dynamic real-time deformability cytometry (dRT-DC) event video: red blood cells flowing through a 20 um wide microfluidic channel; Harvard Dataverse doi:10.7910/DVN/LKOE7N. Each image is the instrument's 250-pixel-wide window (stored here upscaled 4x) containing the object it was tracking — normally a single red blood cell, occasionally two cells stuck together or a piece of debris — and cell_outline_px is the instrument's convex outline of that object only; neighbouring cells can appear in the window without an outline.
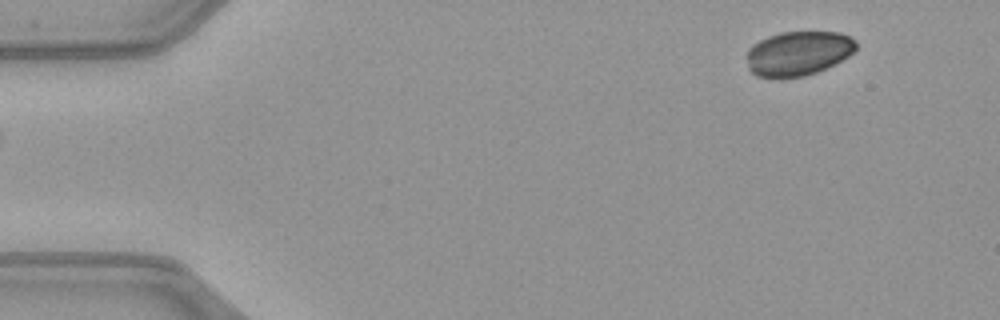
{"species": "common noctule bat (a hibernating species)", "species_latin": "Nyctalus noctula", "temperature_condition": "warm", "stored_images_in_passage": 47, "camera_frame_rate_fps": 3000, "um_per_image_px": 0.085, "animal": {"sex": "female", "body_mass_g": 21.9}, "frame": {"image": 1, "passage_image": 1, "time_ms": 0.0, "image_size_px": [1000, 320], "cell_outline_px": [[856, 48], [848, 56], [816, 72], [804, 76], [756, 76], [748, 68], [744, 56], [748, 48], [752, 44], [768, 36], [780, 32], [840, 32], [852, 36], [856, 40]], "centroid_in_image_um": [67.81, 4.5], "position_along_channel_um": 17.2, "area_um2": 28.21}}
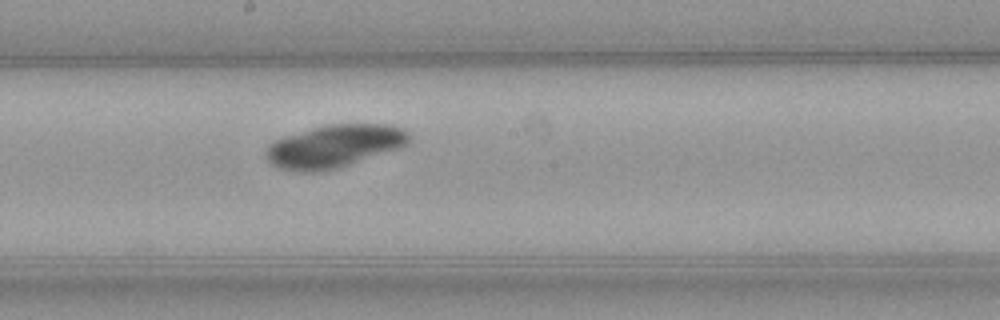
{"frame": {"image": 2, "passage_image": 24, "time_ms": 7.667, "image_size_px": [1000, 320], "cell_outline_px": [[412, 140], [408, 144], [400, 148], [336, 168], [320, 172], [296, 172], [280, 168], [272, 164], [264, 156], [264, 148], [272, 140], [284, 136], [328, 124], [392, 124], [408, 132], [412, 136]], "centroid_in_image_um": [28.39, 12.42], "position_along_channel_um": 219.8, "area_um2": 35.95}}
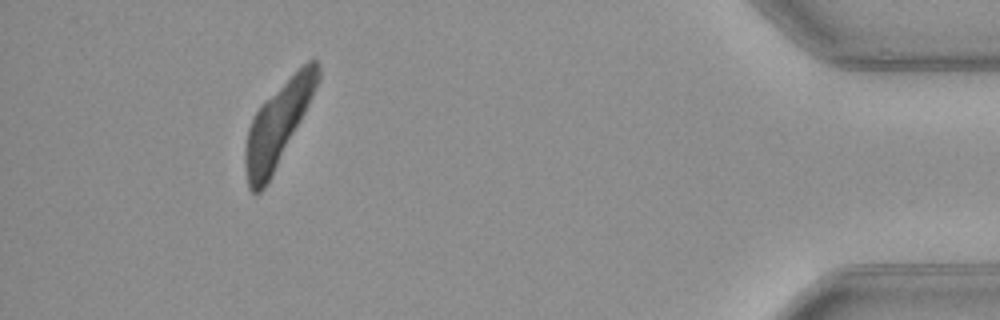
{"frame": {"image": 3, "passage_image": 43, "time_ms": 14.0, "image_size_px": [1000, 320], "cell_outline_px": [[320, 80], [300, 120], [264, 188], [260, 192], [252, 192], [248, 188], [244, 160], [244, 148], [248, 128], [252, 116], [260, 104], [264, 100], [312, 56], [316, 60], [320, 68]], "centroid_in_image_um": [23.59, 10.51], "position_along_channel_um": 411.6, "area_um2": 34.22}}